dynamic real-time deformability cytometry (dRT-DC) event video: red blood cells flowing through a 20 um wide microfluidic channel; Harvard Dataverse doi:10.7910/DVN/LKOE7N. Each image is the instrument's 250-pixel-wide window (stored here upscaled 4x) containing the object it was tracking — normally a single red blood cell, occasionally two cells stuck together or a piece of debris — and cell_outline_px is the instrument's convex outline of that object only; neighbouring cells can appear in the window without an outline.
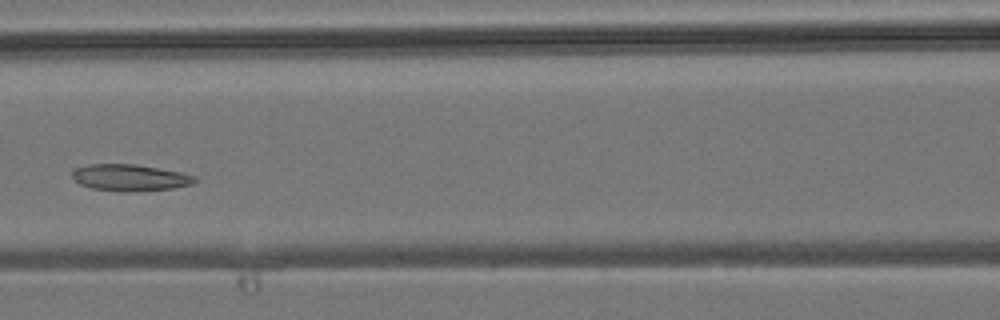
{"species": "common noctule bat (a hibernating species)", "species_latin": "Nyctalus noctula", "temperature_condition": "room temperature", "stored_images_in_passage": 5, "camera_frame_rate_fps": 3000, "um_per_image_px": 0.085, "animal": {"sex": "male", "body_mass_g": 19.2, "forearm_length_mm": 51.8}, "frame": {"image": 1, "passage_image": 5, "time_ms": 5.333, "image_size_px": [1000, 320], "cell_outline_px": [[196, 180], [192, 184], [172, 188], [92, 188], [80, 184], [72, 176], [72, 168], [88, 164], [136, 164], [180, 172], [196, 176]], "centroid_in_image_um": [11.01, 15.02], "position_along_channel_um": 155.6, "area_um2": 17.74}}